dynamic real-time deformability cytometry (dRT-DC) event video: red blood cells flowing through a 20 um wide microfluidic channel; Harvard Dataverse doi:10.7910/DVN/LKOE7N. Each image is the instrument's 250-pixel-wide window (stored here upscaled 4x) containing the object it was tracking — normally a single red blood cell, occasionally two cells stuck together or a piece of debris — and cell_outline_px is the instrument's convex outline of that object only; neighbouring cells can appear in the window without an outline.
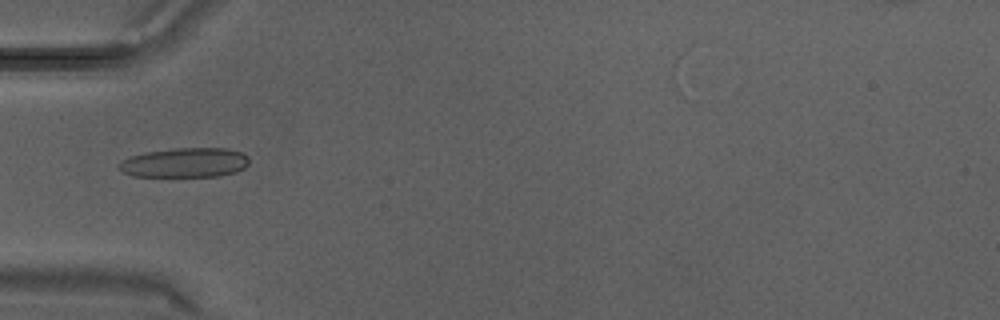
{"species": "Egyptian fruit bat (a non-hibernating species)", "species_latin": "Rousettus aegyptiacus", "temperature_condition": "warm", "stored_images_in_passage": 31, "camera_frame_rate_fps": 3000, "um_per_image_px": 0.085, "animal": {"sex": "male"}, "frame": {"image": 1, "passage_image": 10, "time_ms": 3.0, "image_size_px": [1000, 320], "cell_outline_px": [[248, 164], [244, 168], [236, 172], [220, 176], [132, 176], [116, 168], [124, 160], [132, 156], [144, 152], [176, 148], [228, 148], [240, 152], [248, 156]], "centroid_in_image_um": [15.74, 13.82], "position_along_channel_um": 69.3, "area_um2": 22.37}}
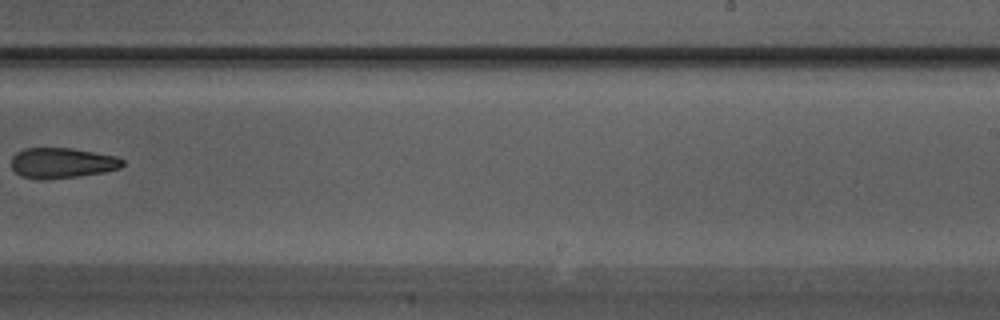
{"frame": {"image": 2, "passage_image": 20, "time_ms": 6.333, "image_size_px": [1000, 320], "cell_outline_px": [[124, 164], [120, 168], [104, 172], [76, 176], [44, 180], [36, 180], [20, 176], [12, 168], [12, 156], [16, 152], [24, 148], [72, 148], [116, 156], [124, 160]], "centroid_in_image_um": [5.25, 13.85], "position_along_channel_um": 283.8, "area_um2": 19.83}}
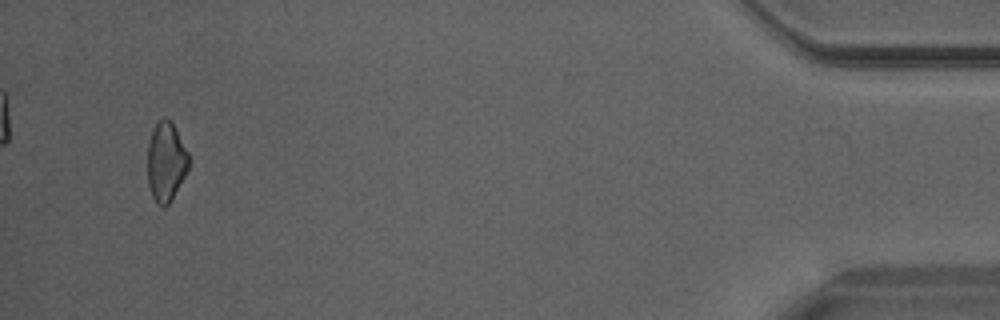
{"frame": {"image": 3, "passage_image": 30, "time_ms": 9.667, "image_size_px": [1000, 320], "cell_outline_px": [[188, 168], [184, 176], [168, 204], [164, 208], [156, 204], [152, 196], [148, 184], [148, 144], [152, 132], [156, 124], [164, 116], [172, 124], [188, 152]], "centroid_in_image_um": [14.09, 13.78], "position_along_channel_um": 421.1, "area_um2": 18.55}}